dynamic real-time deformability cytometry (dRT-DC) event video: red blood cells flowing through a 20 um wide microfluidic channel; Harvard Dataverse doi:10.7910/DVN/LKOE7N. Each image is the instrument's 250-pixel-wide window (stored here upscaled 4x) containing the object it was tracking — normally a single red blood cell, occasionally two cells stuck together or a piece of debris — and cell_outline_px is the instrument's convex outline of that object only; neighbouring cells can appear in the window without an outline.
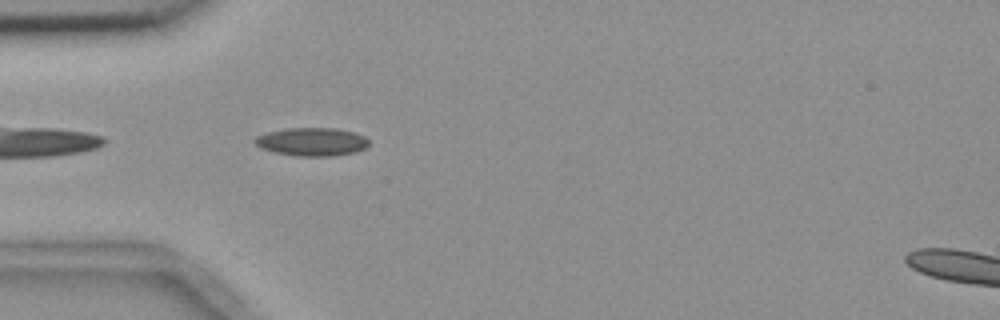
{"species": "common noctule bat (a hibernating species)", "species_latin": "Nyctalus noctula", "temperature_condition": "room temperature", "stored_images_in_passage": 19, "camera_frame_rate_fps": 3000, "um_per_image_px": 0.085, "animal": {"sex": "female", "body_mass_g": 18.4}, "frame": {"image": 1, "passage_image": 2, "time_ms": 0.333, "image_size_px": [1000, 320], "cell_outline_px": [[368, 144], [364, 148], [356, 152], [332, 156], [296, 156], [276, 152], [260, 148], [252, 140], [256, 136], [268, 132], [288, 128], [336, 128], [352, 132], [364, 136], [368, 140]], "centroid_in_image_um": [26.49, 12.05], "position_along_channel_um": 58.5, "area_um2": 18.67}}
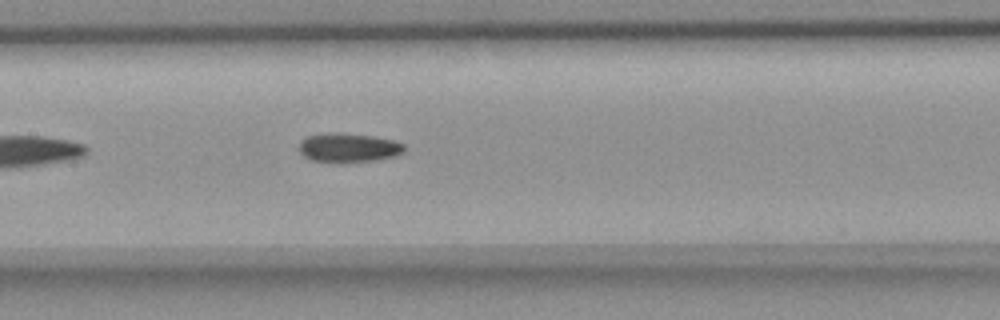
{"frame": {"image": 2, "passage_image": 12, "time_ms": 3.667, "image_size_px": [1000, 320], "cell_outline_px": [[404, 152], [396, 156], [376, 160], [340, 164], [336, 164], [312, 160], [304, 156], [300, 152], [300, 140], [308, 136], [328, 132], [332, 132], [372, 136], [392, 140], [404, 144]], "centroid_in_image_um": [29.61, 12.58], "position_along_channel_um": 177.8, "area_um2": 18.15}}
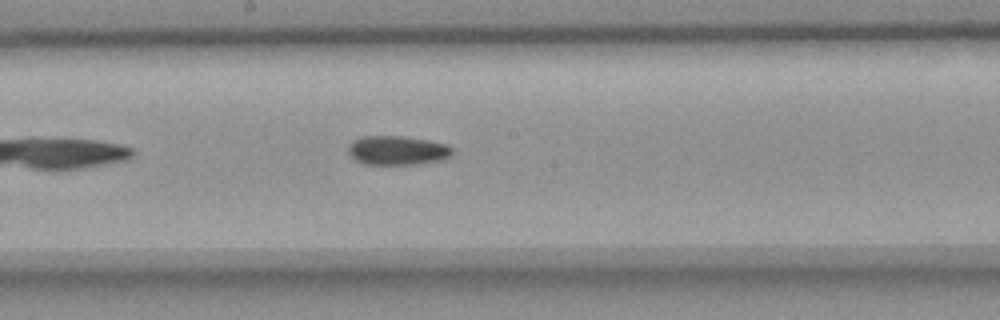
{"frame": {"image": 3, "passage_image": 15, "time_ms": 4.667, "image_size_px": [1000, 320], "cell_outline_px": [[452, 156], [444, 160], [420, 164], [364, 164], [356, 160], [348, 152], [348, 144], [352, 140], [364, 136], [400, 136], [428, 140], [448, 144], [452, 148]], "centroid_in_image_um": [33.8, 12.78], "position_along_channel_um": 214.4, "area_um2": 17.86}}